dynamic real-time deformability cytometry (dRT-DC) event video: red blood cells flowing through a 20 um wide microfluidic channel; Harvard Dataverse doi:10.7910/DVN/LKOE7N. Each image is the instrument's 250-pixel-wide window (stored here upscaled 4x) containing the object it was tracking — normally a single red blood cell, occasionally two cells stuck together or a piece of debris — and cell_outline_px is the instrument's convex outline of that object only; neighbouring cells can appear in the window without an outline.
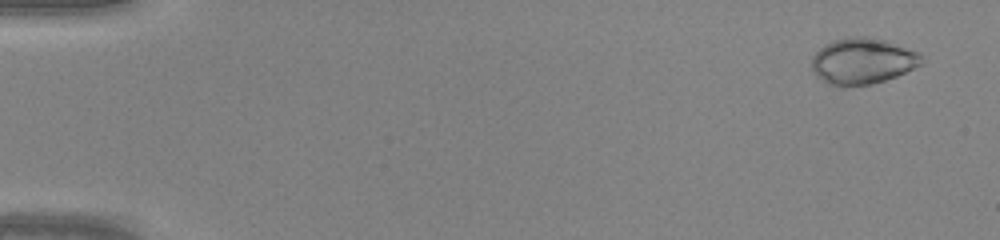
{"species": "common noctule bat (a hibernating species)", "species_latin": "Nyctalus noctula", "temperature_condition": "warm", "stored_images_in_passage": 46, "camera_frame_rate_fps": 3000, "um_per_image_px": 0.085, "animal": {"sex": "male", "body_mass_g": 20.0, "forearm_length_mm": 53.3}, "frame": {"image": 1, "passage_image": 3, "time_ms": 0.667, "image_size_px": [1000, 240], "cell_outline_px": [[924, 64], [896, 76], [872, 84], [844, 88], [840, 88], [828, 84], [816, 76], [812, 68], [812, 56], [824, 44], [832, 40], [848, 36], [864, 36], [888, 40], [916, 52], [924, 56]], "centroid_in_image_um": [73.31, 5.2], "position_along_channel_um": 11.7, "area_um2": 30.11}}
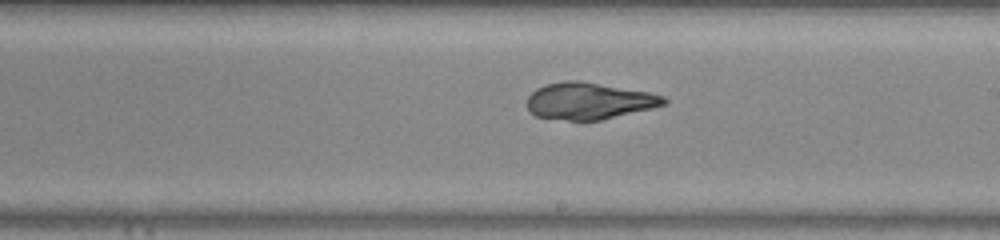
{"frame": {"image": 2, "passage_image": 28, "time_ms": 9.0, "image_size_px": [1000, 240], "cell_outline_px": [[668, 104], [652, 108], [600, 120], [568, 120], [536, 116], [528, 112], [528, 96], [536, 88], [544, 84], [564, 80], [580, 80], [648, 92], [664, 96], [668, 100]], "centroid_in_image_um": [50.06, 8.57], "position_along_channel_um": 238.9, "area_um2": 29.36}}
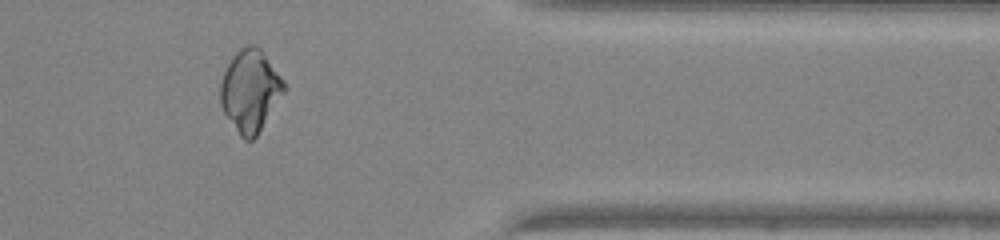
{"frame": {"image": 3, "passage_image": 39, "time_ms": 12.667, "image_size_px": [1000, 240], "cell_outline_px": [[288, 88], [256, 136], [252, 140], [244, 140], [240, 136], [224, 112], [220, 104], [220, 84], [224, 72], [232, 56], [240, 48], [248, 44], [256, 44], [260, 48], [288, 84]], "centroid_in_image_um": [21.3, 7.69], "position_along_channel_um": 390.1, "area_um2": 30.58}}